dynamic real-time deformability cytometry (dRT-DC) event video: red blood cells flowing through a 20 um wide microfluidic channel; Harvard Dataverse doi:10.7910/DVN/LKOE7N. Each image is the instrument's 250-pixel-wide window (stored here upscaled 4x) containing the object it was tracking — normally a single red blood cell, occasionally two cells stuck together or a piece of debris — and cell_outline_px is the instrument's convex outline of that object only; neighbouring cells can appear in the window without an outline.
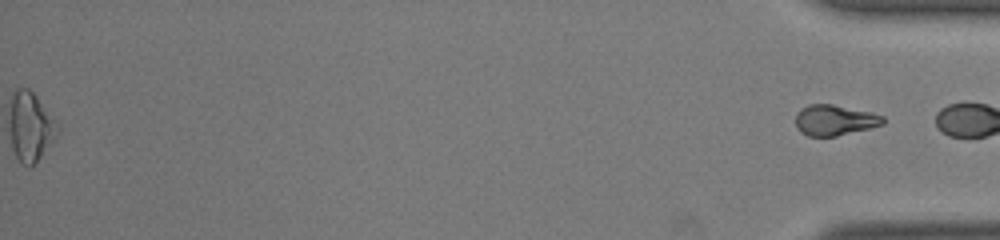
{"species": "common noctule bat (a hibernating species)", "species_latin": "Nyctalus noctula", "temperature_condition": "room temperature", "stored_images_in_passage": 35, "segment_of_instrument_passage": [2, 2], "camera_frame_rate_fps": 3000, "um_per_image_px": 0.085, "animal": {"sex": "male", "body_mass_g": 19.0, "forearm_length_mm": 50.8}, "frame": {"image": 1, "passage_image": 35, "time_ms": 11.333, "image_size_px": [1000, 240], "cell_outline_px": [[884, 124], [872, 128], [836, 136], [808, 136], [800, 132], [796, 128], [796, 112], [800, 108], [808, 104], [832, 104], [872, 112], [884, 116]], "centroid_in_image_um": [70.94, 10.21], "position_along_channel_um": 364.3, "area_um2": 15.84}}